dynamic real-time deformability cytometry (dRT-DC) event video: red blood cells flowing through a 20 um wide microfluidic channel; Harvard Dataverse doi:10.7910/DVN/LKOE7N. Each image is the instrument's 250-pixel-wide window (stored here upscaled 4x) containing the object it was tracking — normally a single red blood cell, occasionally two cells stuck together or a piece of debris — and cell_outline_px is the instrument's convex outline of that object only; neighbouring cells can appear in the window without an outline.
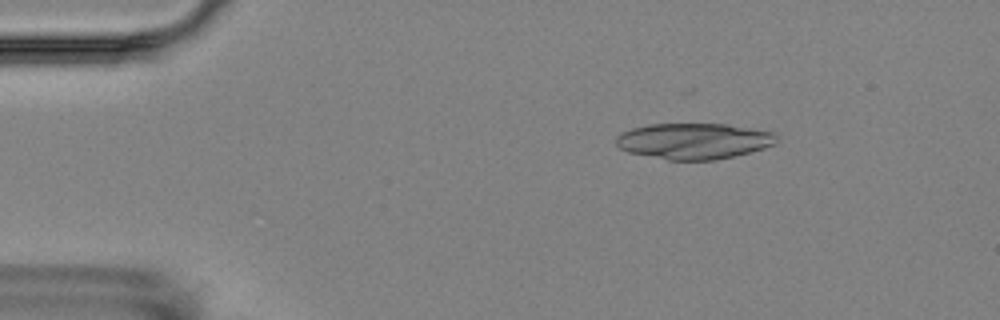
{"species": "Egyptian fruit bat (a non-hibernating species)", "species_latin": "Rousettus aegyptiacus", "temperature_condition": "room temperature", "stored_images_in_passage": 4, "camera_frame_rate_fps": 3000, "um_per_image_px": 0.085, "animal": {"sex": "female"}, "frame": {"image": 1, "passage_image": 2, "time_ms": 1.0, "image_size_px": [1000, 320], "cell_outline_px": [[776, 144], [764, 148], [716, 160], [668, 160], [628, 152], [620, 148], [616, 144], [616, 136], [620, 132], [632, 128], [648, 124], [724, 124], [776, 132]], "centroid_in_image_um": [58.95, 11.98], "position_along_channel_um": 26.0, "area_um2": 33.64}}